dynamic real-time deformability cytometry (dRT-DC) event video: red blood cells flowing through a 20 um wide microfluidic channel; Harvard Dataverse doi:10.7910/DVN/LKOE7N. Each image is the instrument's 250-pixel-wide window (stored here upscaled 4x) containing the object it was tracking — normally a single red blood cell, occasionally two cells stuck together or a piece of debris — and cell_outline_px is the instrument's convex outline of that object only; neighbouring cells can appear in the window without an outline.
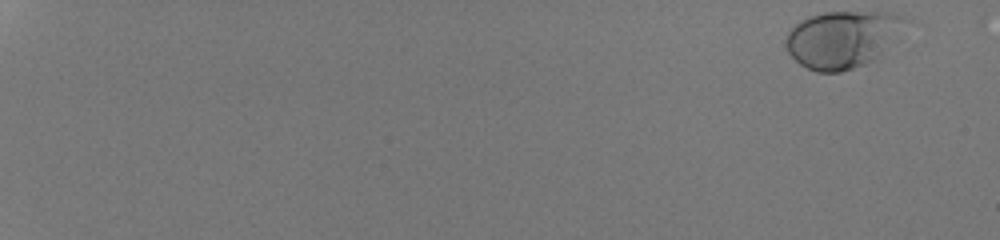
{"species": "human", "species_latin": "Homo sapiens", "temperature_condition": "room temperature", "stored_images_in_passage": 46, "camera_frame_rate_fps": 3000, "um_per_image_px": 0.085, "donor": {"sex": "male"}, "frame": {"image": 1, "passage_image": 1, "time_ms": 0.0, "image_size_px": [1000, 240], "cell_outline_px": [[912, 20], [876, 60], [840, 72], [816, 72], [800, 64], [788, 52], [784, 44], [784, 36], [800, 20], [808, 16], [824, 12], [892, 12]], "centroid_in_image_um": [71.63, 3.31], "position_along_channel_um": 13.4, "area_um2": 40.23}}
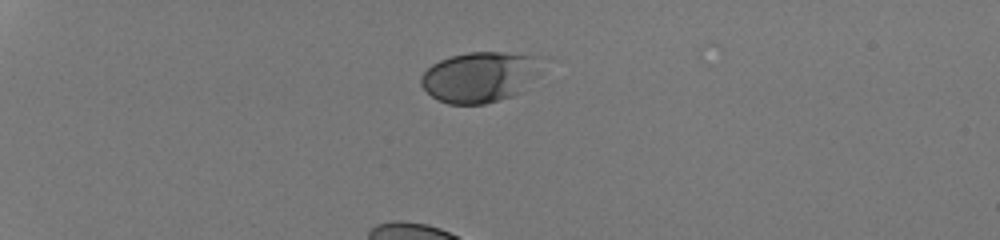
{"frame": {"image": 2, "passage_image": 15, "time_ms": 4.667, "image_size_px": [1000, 240], "cell_outline_px": [[540, 60], [536, 76], [520, 92], [512, 96], [484, 104], [448, 104], [432, 96], [420, 84], [420, 76], [432, 64], [440, 60], [452, 56], [468, 52], [504, 52], [540, 56]], "centroid_in_image_um": [40.76, 6.53], "position_along_channel_um": 44.2, "area_um2": 35.26}}
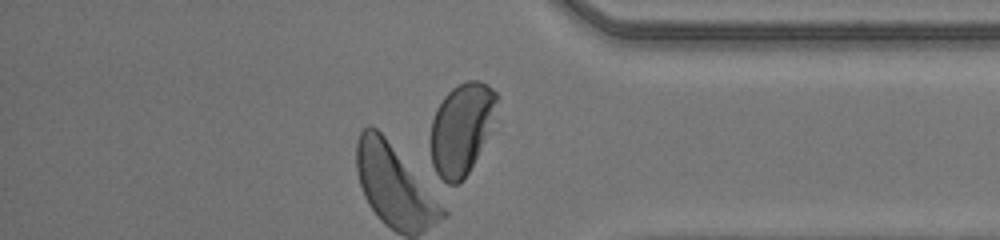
{"frame": {"image": 3, "passage_image": 46, "time_ms": 15.0, "image_size_px": [1000, 240], "cell_outline_px": [[496, 100], [484, 136], [476, 156], [468, 172], [456, 184], [448, 184], [436, 172], [432, 164], [428, 144], [428, 140], [432, 120], [436, 108], [444, 96], [452, 88], [468, 80], [480, 80], [488, 84], [496, 92]], "centroid_in_image_um": [39.1, 10.93], "position_along_channel_um": 396.1, "area_um2": 34.22}, "authors_computed_cell_mechanics": {"area_um2": 36.7897, "velocity_mm_per_s": 4.1734, "shape_relaxation_time_tau1_ms": 1.0063, "shape_relaxation_time_tau2_ms": null, "deformation_change_tau1": 0.107, "deformation_change_tau2": null}}